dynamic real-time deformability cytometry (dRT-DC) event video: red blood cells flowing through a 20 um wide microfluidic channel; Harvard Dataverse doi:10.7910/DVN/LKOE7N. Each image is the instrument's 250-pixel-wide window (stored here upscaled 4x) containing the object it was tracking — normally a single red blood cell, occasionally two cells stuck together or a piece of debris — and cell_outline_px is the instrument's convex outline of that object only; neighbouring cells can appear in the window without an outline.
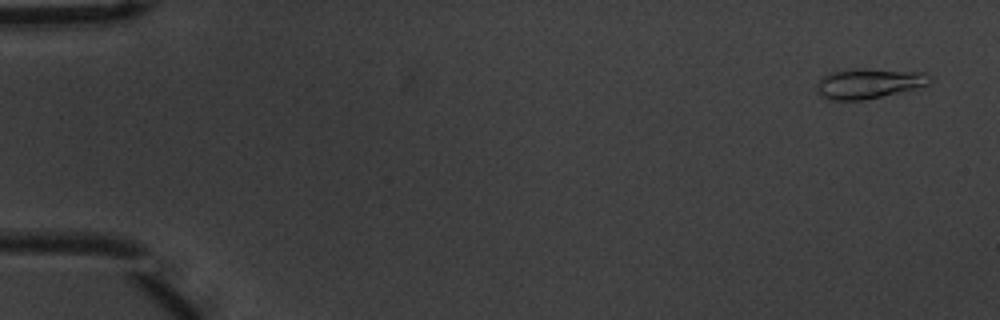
{"species": "common noctule bat (a hibernating species)", "species_latin": "Nyctalus noctula", "temperature_condition": "warm", "stored_images_in_passage": 5, "camera_frame_rate_fps": 3000, "um_per_image_px": 0.085, "animal": {"sex": "male", "body_mass_g": 20.1, "forearm_length_mm": 53.5}, "frame": {"image": 1, "passage_image": 1, "time_ms": 0.0, "image_size_px": [1000, 320], "cell_outline_px": [[932, 80], [928, 84], [916, 88], [864, 100], [828, 100], [820, 96], [816, 92], [816, 84], [824, 76], [832, 72], [860, 68], [864, 68], [924, 72]], "centroid_in_image_um": [73.81, 7.1], "position_along_channel_um": 11.2, "area_um2": 19.77}}